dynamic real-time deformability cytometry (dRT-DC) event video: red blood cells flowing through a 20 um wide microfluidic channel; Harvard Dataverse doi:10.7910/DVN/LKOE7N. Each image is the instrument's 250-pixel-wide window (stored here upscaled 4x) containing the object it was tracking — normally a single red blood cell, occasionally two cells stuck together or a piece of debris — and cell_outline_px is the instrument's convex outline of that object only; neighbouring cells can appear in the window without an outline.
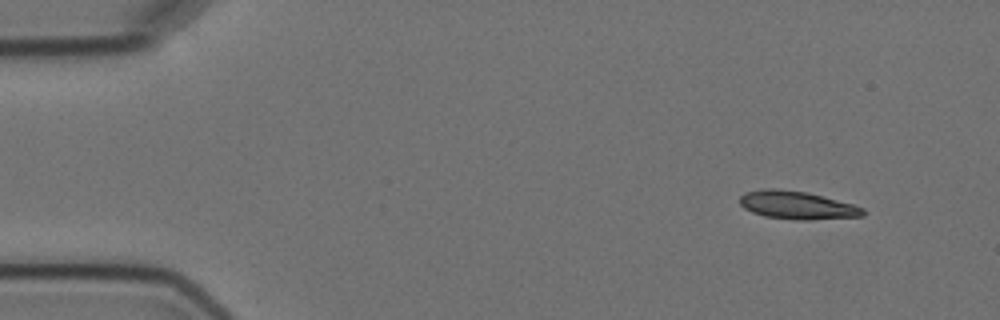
{"species": "Egyptian fruit bat (a non-hibernating species)", "species_latin": "Rousettus aegyptiacus", "temperature_condition": "cold", "stored_images_in_passage": 4, "camera_frame_rate_fps": 3000, "um_per_image_px": 0.085, "animal": {"sex": "female"}, "frame": {"image": 1, "passage_image": 1, "time_ms": 0.0, "image_size_px": [1000, 320], "cell_outline_px": [[864, 216], [812, 220], [796, 220], [764, 216], [752, 212], [744, 208], [740, 204], [740, 196], [744, 192], [764, 188], [776, 188], [804, 192], [824, 196], [852, 204], [864, 208]], "centroid_in_image_um": [67.73, 17.44], "position_along_channel_um": 17.3, "area_um2": 20.23}}